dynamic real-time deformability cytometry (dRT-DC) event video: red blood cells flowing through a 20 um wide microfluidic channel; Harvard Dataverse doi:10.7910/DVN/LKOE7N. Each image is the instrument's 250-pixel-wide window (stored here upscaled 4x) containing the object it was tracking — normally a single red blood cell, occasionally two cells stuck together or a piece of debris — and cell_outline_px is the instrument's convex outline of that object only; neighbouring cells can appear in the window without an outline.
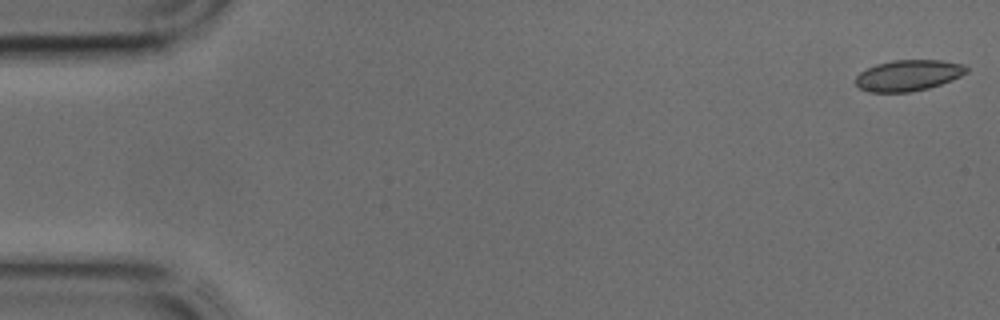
{"species": "common noctule bat (a hibernating species)", "species_latin": "Nyctalus noctula", "temperature_condition": "cold", "stored_images_in_passage": 42, "camera_frame_rate_fps": 3000, "um_per_image_px": 0.085, "animal": {"sex": "male", "body_mass_g": 17.9, "forearm_length_mm": 54.2}, "frame": {"image": 1, "passage_image": 1, "time_ms": 0.0, "image_size_px": [1000, 320], "cell_outline_px": [[968, 72], [952, 80], [928, 88], [908, 92], [868, 92], [860, 88], [856, 84], [856, 76], [860, 72], [876, 64], [892, 60], [944, 60], [964, 64], [968, 68]], "centroid_in_image_um": [77.22, 6.4], "position_along_channel_um": 7.8, "area_um2": 20.06}}
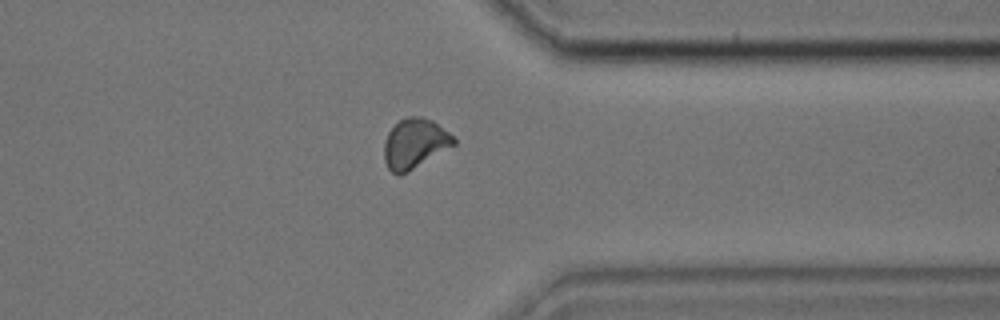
{"frame": {"image": 2, "passage_image": 34, "time_ms": 11.0, "image_size_px": [1000, 320], "cell_outline_px": [[456, 144], [408, 172], [400, 176], [392, 172], [388, 168], [384, 160], [384, 140], [388, 132], [400, 120], [408, 116], [420, 116], [432, 120], [448, 132], [456, 140]], "centroid_in_image_um": [35.23, 12.21], "position_along_channel_um": 376.2, "area_um2": 20.17}}
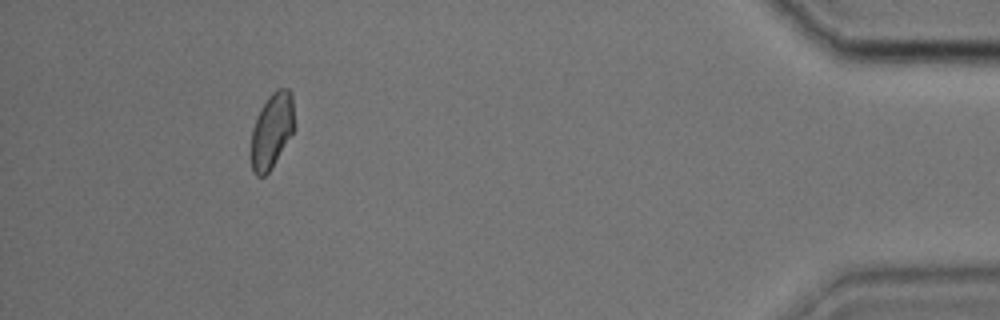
{"frame": {"image": 3, "passage_image": 40, "time_ms": 13.0, "image_size_px": [1000, 320], "cell_outline_px": [[292, 132], [272, 168], [264, 176], [256, 176], [252, 172], [252, 128], [260, 108], [268, 96], [276, 88], [288, 88], [292, 92]], "centroid_in_image_um": [23.07, 11.08], "position_along_channel_um": 412.1, "area_um2": 18.55}}